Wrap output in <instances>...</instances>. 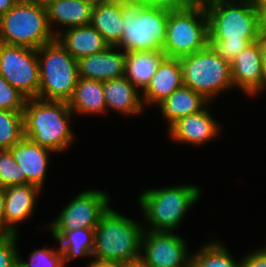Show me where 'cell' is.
<instances>
[{
	"label": "cell",
	"instance_id": "obj_18",
	"mask_svg": "<svg viewBox=\"0 0 266 267\" xmlns=\"http://www.w3.org/2000/svg\"><path fill=\"white\" fill-rule=\"evenodd\" d=\"M183 86L180 58L165 57L147 87L141 92L144 106H156Z\"/></svg>",
	"mask_w": 266,
	"mask_h": 267
},
{
	"label": "cell",
	"instance_id": "obj_19",
	"mask_svg": "<svg viewBox=\"0 0 266 267\" xmlns=\"http://www.w3.org/2000/svg\"><path fill=\"white\" fill-rule=\"evenodd\" d=\"M106 111L114 109L122 116H135L145 109L141 91L124 76L102 82Z\"/></svg>",
	"mask_w": 266,
	"mask_h": 267
},
{
	"label": "cell",
	"instance_id": "obj_45",
	"mask_svg": "<svg viewBox=\"0 0 266 267\" xmlns=\"http://www.w3.org/2000/svg\"><path fill=\"white\" fill-rule=\"evenodd\" d=\"M117 1H122V2H126V3H129V2H142V0H117Z\"/></svg>",
	"mask_w": 266,
	"mask_h": 267
},
{
	"label": "cell",
	"instance_id": "obj_31",
	"mask_svg": "<svg viewBox=\"0 0 266 267\" xmlns=\"http://www.w3.org/2000/svg\"><path fill=\"white\" fill-rule=\"evenodd\" d=\"M26 97L10 85L0 74V109L23 112Z\"/></svg>",
	"mask_w": 266,
	"mask_h": 267
},
{
	"label": "cell",
	"instance_id": "obj_35",
	"mask_svg": "<svg viewBox=\"0 0 266 267\" xmlns=\"http://www.w3.org/2000/svg\"><path fill=\"white\" fill-rule=\"evenodd\" d=\"M92 260L88 262L86 267H117V263L113 261L100 260L96 258H91Z\"/></svg>",
	"mask_w": 266,
	"mask_h": 267
},
{
	"label": "cell",
	"instance_id": "obj_7",
	"mask_svg": "<svg viewBox=\"0 0 266 267\" xmlns=\"http://www.w3.org/2000/svg\"><path fill=\"white\" fill-rule=\"evenodd\" d=\"M55 39L47 16V9L19 0L0 16V42L8 45L38 49Z\"/></svg>",
	"mask_w": 266,
	"mask_h": 267
},
{
	"label": "cell",
	"instance_id": "obj_27",
	"mask_svg": "<svg viewBox=\"0 0 266 267\" xmlns=\"http://www.w3.org/2000/svg\"><path fill=\"white\" fill-rule=\"evenodd\" d=\"M192 267H242V260H235L220 240L205 242L196 253H191Z\"/></svg>",
	"mask_w": 266,
	"mask_h": 267
},
{
	"label": "cell",
	"instance_id": "obj_34",
	"mask_svg": "<svg viewBox=\"0 0 266 267\" xmlns=\"http://www.w3.org/2000/svg\"><path fill=\"white\" fill-rule=\"evenodd\" d=\"M259 248L242 256V267H266V244Z\"/></svg>",
	"mask_w": 266,
	"mask_h": 267
},
{
	"label": "cell",
	"instance_id": "obj_28",
	"mask_svg": "<svg viewBox=\"0 0 266 267\" xmlns=\"http://www.w3.org/2000/svg\"><path fill=\"white\" fill-rule=\"evenodd\" d=\"M24 138L23 112L0 109V150Z\"/></svg>",
	"mask_w": 266,
	"mask_h": 267
},
{
	"label": "cell",
	"instance_id": "obj_1",
	"mask_svg": "<svg viewBox=\"0 0 266 267\" xmlns=\"http://www.w3.org/2000/svg\"><path fill=\"white\" fill-rule=\"evenodd\" d=\"M208 20V42L231 64L263 32V6L252 0H203Z\"/></svg>",
	"mask_w": 266,
	"mask_h": 267
},
{
	"label": "cell",
	"instance_id": "obj_17",
	"mask_svg": "<svg viewBox=\"0 0 266 267\" xmlns=\"http://www.w3.org/2000/svg\"><path fill=\"white\" fill-rule=\"evenodd\" d=\"M125 64L126 52L117 46L77 60L80 78L101 82L124 76Z\"/></svg>",
	"mask_w": 266,
	"mask_h": 267
},
{
	"label": "cell",
	"instance_id": "obj_14",
	"mask_svg": "<svg viewBox=\"0 0 266 267\" xmlns=\"http://www.w3.org/2000/svg\"><path fill=\"white\" fill-rule=\"evenodd\" d=\"M4 191V233L18 234L19 224L33 215L42 190L33 184H24L6 186Z\"/></svg>",
	"mask_w": 266,
	"mask_h": 267
},
{
	"label": "cell",
	"instance_id": "obj_39",
	"mask_svg": "<svg viewBox=\"0 0 266 267\" xmlns=\"http://www.w3.org/2000/svg\"><path fill=\"white\" fill-rule=\"evenodd\" d=\"M258 41H259V46L261 48L262 60L264 63V67H266V34L264 32L261 33Z\"/></svg>",
	"mask_w": 266,
	"mask_h": 267
},
{
	"label": "cell",
	"instance_id": "obj_29",
	"mask_svg": "<svg viewBox=\"0 0 266 267\" xmlns=\"http://www.w3.org/2000/svg\"><path fill=\"white\" fill-rule=\"evenodd\" d=\"M18 254V267H65L60 248H39L30 252L29 261L21 259Z\"/></svg>",
	"mask_w": 266,
	"mask_h": 267
},
{
	"label": "cell",
	"instance_id": "obj_33",
	"mask_svg": "<svg viewBox=\"0 0 266 267\" xmlns=\"http://www.w3.org/2000/svg\"><path fill=\"white\" fill-rule=\"evenodd\" d=\"M142 2L151 7L180 11L197 7L203 3V0H142Z\"/></svg>",
	"mask_w": 266,
	"mask_h": 267
},
{
	"label": "cell",
	"instance_id": "obj_12",
	"mask_svg": "<svg viewBox=\"0 0 266 267\" xmlns=\"http://www.w3.org/2000/svg\"><path fill=\"white\" fill-rule=\"evenodd\" d=\"M186 240L174 232L144 230L140 257L147 267H187L191 263Z\"/></svg>",
	"mask_w": 266,
	"mask_h": 267
},
{
	"label": "cell",
	"instance_id": "obj_16",
	"mask_svg": "<svg viewBox=\"0 0 266 267\" xmlns=\"http://www.w3.org/2000/svg\"><path fill=\"white\" fill-rule=\"evenodd\" d=\"M264 73L259 41L248 44L231 63L234 88L251 96L260 86Z\"/></svg>",
	"mask_w": 266,
	"mask_h": 267
},
{
	"label": "cell",
	"instance_id": "obj_41",
	"mask_svg": "<svg viewBox=\"0 0 266 267\" xmlns=\"http://www.w3.org/2000/svg\"><path fill=\"white\" fill-rule=\"evenodd\" d=\"M265 90H266V67H264L263 79L259 88L250 97L254 98V96H258V94L260 95L262 91L265 92Z\"/></svg>",
	"mask_w": 266,
	"mask_h": 267
},
{
	"label": "cell",
	"instance_id": "obj_26",
	"mask_svg": "<svg viewBox=\"0 0 266 267\" xmlns=\"http://www.w3.org/2000/svg\"><path fill=\"white\" fill-rule=\"evenodd\" d=\"M95 228H78L65 231L56 242L59 243L60 251L63 253L64 265L75 260L77 257H88L91 259L94 248Z\"/></svg>",
	"mask_w": 266,
	"mask_h": 267
},
{
	"label": "cell",
	"instance_id": "obj_43",
	"mask_svg": "<svg viewBox=\"0 0 266 267\" xmlns=\"http://www.w3.org/2000/svg\"><path fill=\"white\" fill-rule=\"evenodd\" d=\"M255 4L264 6L266 4V0H252Z\"/></svg>",
	"mask_w": 266,
	"mask_h": 267
},
{
	"label": "cell",
	"instance_id": "obj_42",
	"mask_svg": "<svg viewBox=\"0 0 266 267\" xmlns=\"http://www.w3.org/2000/svg\"><path fill=\"white\" fill-rule=\"evenodd\" d=\"M87 3H89L92 7L99 6L102 4H109L116 2L117 0H85Z\"/></svg>",
	"mask_w": 266,
	"mask_h": 267
},
{
	"label": "cell",
	"instance_id": "obj_22",
	"mask_svg": "<svg viewBox=\"0 0 266 267\" xmlns=\"http://www.w3.org/2000/svg\"><path fill=\"white\" fill-rule=\"evenodd\" d=\"M209 103L210 101L202 94L193 91L189 87L182 86L156 106H159L161 115L169 128L178 119L200 112Z\"/></svg>",
	"mask_w": 266,
	"mask_h": 267
},
{
	"label": "cell",
	"instance_id": "obj_2",
	"mask_svg": "<svg viewBox=\"0 0 266 267\" xmlns=\"http://www.w3.org/2000/svg\"><path fill=\"white\" fill-rule=\"evenodd\" d=\"M73 116L67 101L26 99L24 137L56 154L65 152L76 137L69 124Z\"/></svg>",
	"mask_w": 266,
	"mask_h": 267
},
{
	"label": "cell",
	"instance_id": "obj_24",
	"mask_svg": "<svg viewBox=\"0 0 266 267\" xmlns=\"http://www.w3.org/2000/svg\"><path fill=\"white\" fill-rule=\"evenodd\" d=\"M165 57L163 51L126 52L124 77L143 91Z\"/></svg>",
	"mask_w": 266,
	"mask_h": 267
},
{
	"label": "cell",
	"instance_id": "obj_11",
	"mask_svg": "<svg viewBox=\"0 0 266 267\" xmlns=\"http://www.w3.org/2000/svg\"><path fill=\"white\" fill-rule=\"evenodd\" d=\"M0 74L27 99L38 98L40 74L36 49L0 42Z\"/></svg>",
	"mask_w": 266,
	"mask_h": 267
},
{
	"label": "cell",
	"instance_id": "obj_4",
	"mask_svg": "<svg viewBox=\"0 0 266 267\" xmlns=\"http://www.w3.org/2000/svg\"><path fill=\"white\" fill-rule=\"evenodd\" d=\"M143 231V222L121 215L109 206L95 228L92 257L116 263L140 257Z\"/></svg>",
	"mask_w": 266,
	"mask_h": 267
},
{
	"label": "cell",
	"instance_id": "obj_40",
	"mask_svg": "<svg viewBox=\"0 0 266 267\" xmlns=\"http://www.w3.org/2000/svg\"><path fill=\"white\" fill-rule=\"evenodd\" d=\"M30 3H34L35 5H38L42 8L47 9L49 6H51L56 0H25Z\"/></svg>",
	"mask_w": 266,
	"mask_h": 267
},
{
	"label": "cell",
	"instance_id": "obj_25",
	"mask_svg": "<svg viewBox=\"0 0 266 267\" xmlns=\"http://www.w3.org/2000/svg\"><path fill=\"white\" fill-rule=\"evenodd\" d=\"M110 46H117L122 38V1L95 6L90 23Z\"/></svg>",
	"mask_w": 266,
	"mask_h": 267
},
{
	"label": "cell",
	"instance_id": "obj_23",
	"mask_svg": "<svg viewBox=\"0 0 266 267\" xmlns=\"http://www.w3.org/2000/svg\"><path fill=\"white\" fill-rule=\"evenodd\" d=\"M68 106L73 114L102 115L106 113V103L101 81L80 78L74 88ZM75 112V113H74Z\"/></svg>",
	"mask_w": 266,
	"mask_h": 267
},
{
	"label": "cell",
	"instance_id": "obj_32",
	"mask_svg": "<svg viewBox=\"0 0 266 267\" xmlns=\"http://www.w3.org/2000/svg\"><path fill=\"white\" fill-rule=\"evenodd\" d=\"M17 240V233H0V267H18Z\"/></svg>",
	"mask_w": 266,
	"mask_h": 267
},
{
	"label": "cell",
	"instance_id": "obj_10",
	"mask_svg": "<svg viewBox=\"0 0 266 267\" xmlns=\"http://www.w3.org/2000/svg\"><path fill=\"white\" fill-rule=\"evenodd\" d=\"M106 191L84 190L74 196L62 208L51 223L50 229L53 240H57L65 231L78 228H96L101 215L110 206L111 198Z\"/></svg>",
	"mask_w": 266,
	"mask_h": 267
},
{
	"label": "cell",
	"instance_id": "obj_9",
	"mask_svg": "<svg viewBox=\"0 0 266 267\" xmlns=\"http://www.w3.org/2000/svg\"><path fill=\"white\" fill-rule=\"evenodd\" d=\"M208 20L204 4L180 11H169L163 52L169 58H181L205 49Z\"/></svg>",
	"mask_w": 266,
	"mask_h": 267
},
{
	"label": "cell",
	"instance_id": "obj_21",
	"mask_svg": "<svg viewBox=\"0 0 266 267\" xmlns=\"http://www.w3.org/2000/svg\"><path fill=\"white\" fill-rule=\"evenodd\" d=\"M93 7L85 0H56L47 8L48 23L52 33L58 34V27L63 30L89 25ZM53 25H58L55 30Z\"/></svg>",
	"mask_w": 266,
	"mask_h": 267
},
{
	"label": "cell",
	"instance_id": "obj_44",
	"mask_svg": "<svg viewBox=\"0 0 266 267\" xmlns=\"http://www.w3.org/2000/svg\"><path fill=\"white\" fill-rule=\"evenodd\" d=\"M263 25H266V4L263 6Z\"/></svg>",
	"mask_w": 266,
	"mask_h": 267
},
{
	"label": "cell",
	"instance_id": "obj_13",
	"mask_svg": "<svg viewBox=\"0 0 266 267\" xmlns=\"http://www.w3.org/2000/svg\"><path fill=\"white\" fill-rule=\"evenodd\" d=\"M210 102L203 110L198 113L178 119L168 128L169 136L173 141L192 146H202L205 143L215 140L221 131L218 121L211 115Z\"/></svg>",
	"mask_w": 266,
	"mask_h": 267
},
{
	"label": "cell",
	"instance_id": "obj_8",
	"mask_svg": "<svg viewBox=\"0 0 266 267\" xmlns=\"http://www.w3.org/2000/svg\"><path fill=\"white\" fill-rule=\"evenodd\" d=\"M183 86L212 102L222 92L234 90L231 64L208 45L205 49L180 58Z\"/></svg>",
	"mask_w": 266,
	"mask_h": 267
},
{
	"label": "cell",
	"instance_id": "obj_6",
	"mask_svg": "<svg viewBox=\"0 0 266 267\" xmlns=\"http://www.w3.org/2000/svg\"><path fill=\"white\" fill-rule=\"evenodd\" d=\"M40 86L38 98L67 101L79 79L77 60L55 38L37 49Z\"/></svg>",
	"mask_w": 266,
	"mask_h": 267
},
{
	"label": "cell",
	"instance_id": "obj_38",
	"mask_svg": "<svg viewBox=\"0 0 266 267\" xmlns=\"http://www.w3.org/2000/svg\"><path fill=\"white\" fill-rule=\"evenodd\" d=\"M19 0H0V16L10 10Z\"/></svg>",
	"mask_w": 266,
	"mask_h": 267
},
{
	"label": "cell",
	"instance_id": "obj_36",
	"mask_svg": "<svg viewBox=\"0 0 266 267\" xmlns=\"http://www.w3.org/2000/svg\"><path fill=\"white\" fill-rule=\"evenodd\" d=\"M4 205L5 191L4 187H0V233H4Z\"/></svg>",
	"mask_w": 266,
	"mask_h": 267
},
{
	"label": "cell",
	"instance_id": "obj_37",
	"mask_svg": "<svg viewBox=\"0 0 266 267\" xmlns=\"http://www.w3.org/2000/svg\"><path fill=\"white\" fill-rule=\"evenodd\" d=\"M117 267H147V266L144 260L141 257H138L133 260L118 262Z\"/></svg>",
	"mask_w": 266,
	"mask_h": 267
},
{
	"label": "cell",
	"instance_id": "obj_15",
	"mask_svg": "<svg viewBox=\"0 0 266 267\" xmlns=\"http://www.w3.org/2000/svg\"><path fill=\"white\" fill-rule=\"evenodd\" d=\"M9 150L21 168V176H26L27 184H33L43 190L50 154L54 152L27 137L15 143Z\"/></svg>",
	"mask_w": 266,
	"mask_h": 267
},
{
	"label": "cell",
	"instance_id": "obj_5",
	"mask_svg": "<svg viewBox=\"0 0 266 267\" xmlns=\"http://www.w3.org/2000/svg\"><path fill=\"white\" fill-rule=\"evenodd\" d=\"M169 10L143 2H122L123 33L118 48L124 52L163 51Z\"/></svg>",
	"mask_w": 266,
	"mask_h": 267
},
{
	"label": "cell",
	"instance_id": "obj_30",
	"mask_svg": "<svg viewBox=\"0 0 266 267\" xmlns=\"http://www.w3.org/2000/svg\"><path fill=\"white\" fill-rule=\"evenodd\" d=\"M27 184L26 176H21V168L9 149L0 150V187Z\"/></svg>",
	"mask_w": 266,
	"mask_h": 267
},
{
	"label": "cell",
	"instance_id": "obj_3",
	"mask_svg": "<svg viewBox=\"0 0 266 267\" xmlns=\"http://www.w3.org/2000/svg\"><path fill=\"white\" fill-rule=\"evenodd\" d=\"M201 196V188L197 185L145 189L138 196L143 222L146 223L143 224L144 230L176 231Z\"/></svg>",
	"mask_w": 266,
	"mask_h": 267
},
{
	"label": "cell",
	"instance_id": "obj_46",
	"mask_svg": "<svg viewBox=\"0 0 266 267\" xmlns=\"http://www.w3.org/2000/svg\"><path fill=\"white\" fill-rule=\"evenodd\" d=\"M263 32L266 34V25H263Z\"/></svg>",
	"mask_w": 266,
	"mask_h": 267
},
{
	"label": "cell",
	"instance_id": "obj_20",
	"mask_svg": "<svg viewBox=\"0 0 266 267\" xmlns=\"http://www.w3.org/2000/svg\"><path fill=\"white\" fill-rule=\"evenodd\" d=\"M55 38L76 60L103 52L110 46L91 24L58 30Z\"/></svg>",
	"mask_w": 266,
	"mask_h": 267
}]
</instances>
